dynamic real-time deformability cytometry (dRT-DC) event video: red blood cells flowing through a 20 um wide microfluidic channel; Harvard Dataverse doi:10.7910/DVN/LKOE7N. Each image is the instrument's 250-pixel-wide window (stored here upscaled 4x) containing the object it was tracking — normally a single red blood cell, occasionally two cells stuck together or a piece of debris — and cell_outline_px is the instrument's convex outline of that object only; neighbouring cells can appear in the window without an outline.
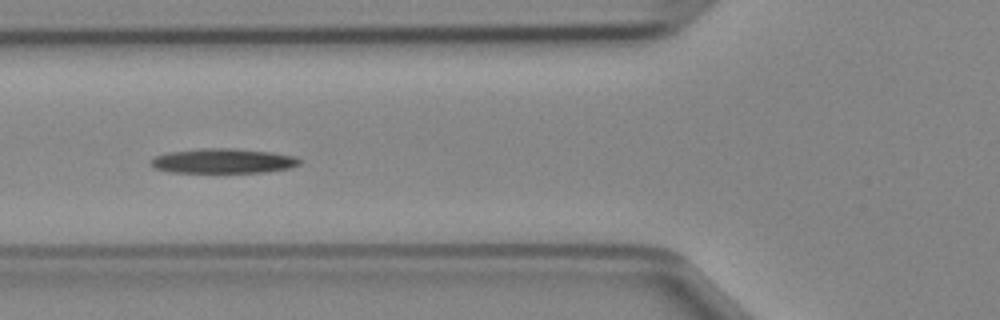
{"species": "Egyptian fruit bat (a non-hibernating species)", "species_latin": "Rousettus aegyptiacus", "temperature_condition": "cold", "stored_images_in_passage": 28, "camera_frame_rate_fps": 3000, "um_per_image_px": 0.085, "animal": {"sex": "female"}, "frame": {"image": 1, "passage_image": 5, "time_ms": 1.333, "image_size_px": [1000, 320], "cell_outline_px": [[304, 160], [300, 164], [292, 168], [264, 172], [172, 172], [152, 168], [152, 160], [156, 156], [168, 152], [200, 148], [236, 148], [272, 152], [296, 156]], "centroid_in_image_um": [19.04, 13.67], "position_along_channel_um": 106.8, "area_um2": 21.62}}